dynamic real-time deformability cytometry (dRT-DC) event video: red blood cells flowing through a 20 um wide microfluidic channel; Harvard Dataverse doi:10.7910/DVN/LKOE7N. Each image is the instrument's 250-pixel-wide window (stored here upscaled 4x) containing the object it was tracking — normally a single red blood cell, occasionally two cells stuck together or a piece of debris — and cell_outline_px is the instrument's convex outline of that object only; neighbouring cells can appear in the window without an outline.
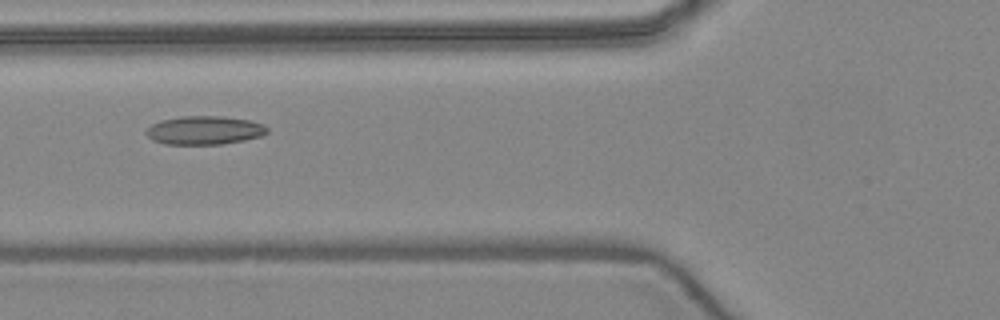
{"species": "common noctule bat (a hibernating species)", "species_latin": "Nyctalus noctula", "temperature_condition": "warm", "stored_images_in_passage": 6, "camera_frame_rate_fps": 3000, "um_per_image_px": 0.085, "animal": {"sex": "female", "body_mass_g": 24.6, "forearm_length_mm": 56.2}, "frame": {"image": 1, "passage_image": 6, "time_ms": 6.0, "image_size_px": [1000, 320], "cell_outline_px": [[268, 132], [260, 136], [244, 140], [224, 144], [164, 144], [152, 140], [144, 132], [152, 124], [160, 120], [180, 116], [220, 116], [248, 120], [264, 124], [268, 128]], "centroid_in_image_um": [17.36, 11.07], "position_along_channel_um": 108.4, "area_um2": 20.17}}